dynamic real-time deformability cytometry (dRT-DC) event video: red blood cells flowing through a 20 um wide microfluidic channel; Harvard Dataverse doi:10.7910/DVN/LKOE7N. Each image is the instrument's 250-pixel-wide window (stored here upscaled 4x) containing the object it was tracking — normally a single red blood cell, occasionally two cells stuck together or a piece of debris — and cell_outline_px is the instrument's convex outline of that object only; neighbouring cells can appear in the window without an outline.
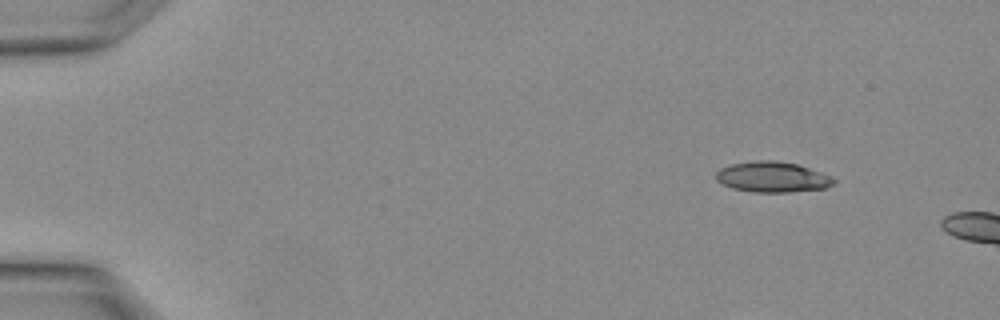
{"species": "Egyptian fruit bat (a non-hibernating species)", "species_latin": "Rousettus aegyptiacus", "temperature_condition": "warm", "stored_images_in_passage": 4, "camera_frame_rate_fps": 3000, "um_per_image_px": 0.085, "animal": {"sex": "female"}, "frame": {"image": 1, "passage_image": 1, "time_ms": 0.0, "image_size_px": [1000, 320], "cell_outline_px": [[836, 180], [832, 184], [824, 188], [788, 192], [752, 192], [732, 188], [716, 180], [716, 172], [720, 168], [728, 164], [752, 160], [776, 160], [796, 164], [832, 176]], "centroid_in_image_um": [65.61, 15.03], "position_along_channel_um": 19.4, "area_um2": 20.98}}